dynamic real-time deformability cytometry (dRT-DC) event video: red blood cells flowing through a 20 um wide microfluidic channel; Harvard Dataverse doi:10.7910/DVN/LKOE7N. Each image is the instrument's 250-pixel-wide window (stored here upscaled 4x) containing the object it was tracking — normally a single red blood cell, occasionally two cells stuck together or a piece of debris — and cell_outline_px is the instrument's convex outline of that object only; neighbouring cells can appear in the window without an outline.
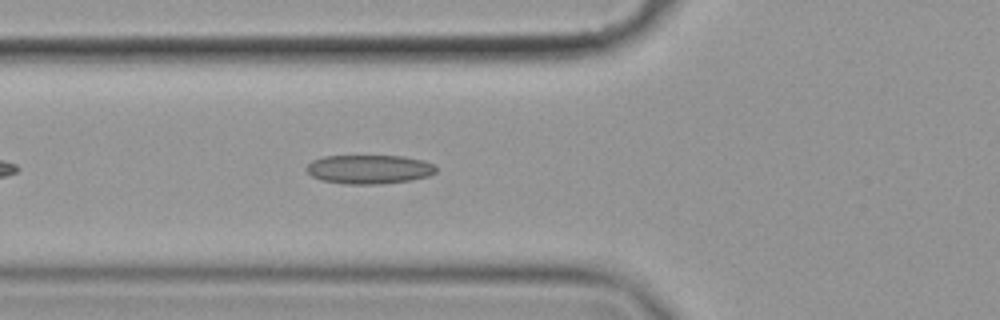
{"species": "common noctule bat (a hibernating species)", "species_latin": "Nyctalus noctula", "temperature_condition": "cold", "stored_images_in_passage": 41, "camera_frame_rate_fps": 3000, "um_per_image_px": 0.085, "animal": {"sex": "female", "body_mass_g": 19.9}, "frame": {"image": 1, "passage_image": 7, "time_ms": 2.0, "image_size_px": [1000, 320], "cell_outline_px": [[436, 172], [428, 176], [408, 180], [380, 184], [344, 184], [320, 180], [312, 176], [304, 168], [312, 160], [324, 156], [404, 156], [424, 160], [432, 164], [436, 168]], "centroid_in_image_um": [31.34, 14.39], "position_along_channel_um": 94.5, "area_um2": 21.91}}
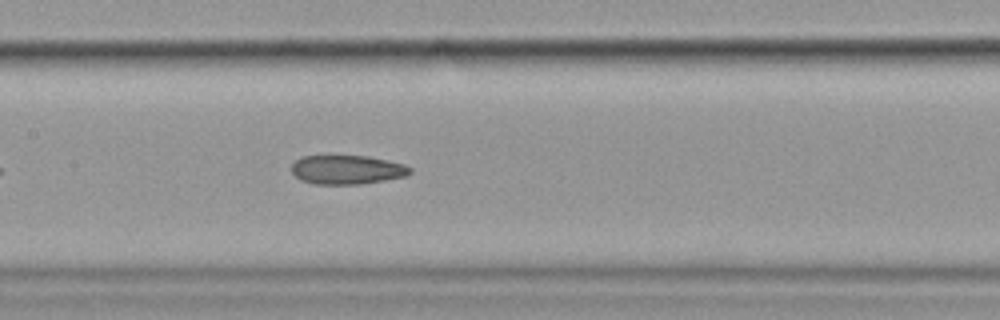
{"frame": {"image": 2, "passage_image": 14, "time_ms": 4.333, "image_size_px": [1000, 320], "cell_outline_px": [[412, 172], [404, 176], [384, 180], [360, 184], [312, 184], [300, 180], [292, 172], [292, 164], [300, 156], [368, 156], [404, 164], [412, 168]], "centroid_in_image_um": [29.48, 14.42], "position_along_channel_um": 177.9, "area_um2": 20.0}}
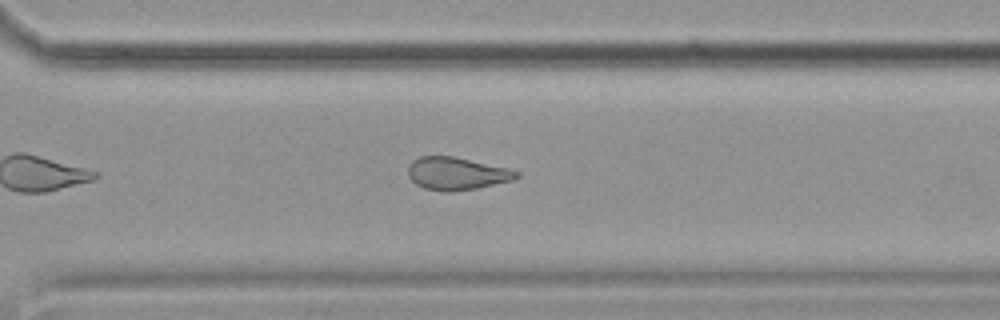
{"frame": {"image": 3, "passage_image": 27, "time_ms": 8.667, "image_size_px": [1000, 320], "cell_outline_px": [[520, 176], [512, 180], [476, 188], [452, 192], [444, 192], [424, 188], [416, 184], [408, 176], [408, 164], [412, 160], [420, 156], [452, 156], [508, 168], [516, 172]], "centroid_in_image_um": [38.76, 14.75], "position_along_channel_um": 331.8, "area_um2": 20.52}}